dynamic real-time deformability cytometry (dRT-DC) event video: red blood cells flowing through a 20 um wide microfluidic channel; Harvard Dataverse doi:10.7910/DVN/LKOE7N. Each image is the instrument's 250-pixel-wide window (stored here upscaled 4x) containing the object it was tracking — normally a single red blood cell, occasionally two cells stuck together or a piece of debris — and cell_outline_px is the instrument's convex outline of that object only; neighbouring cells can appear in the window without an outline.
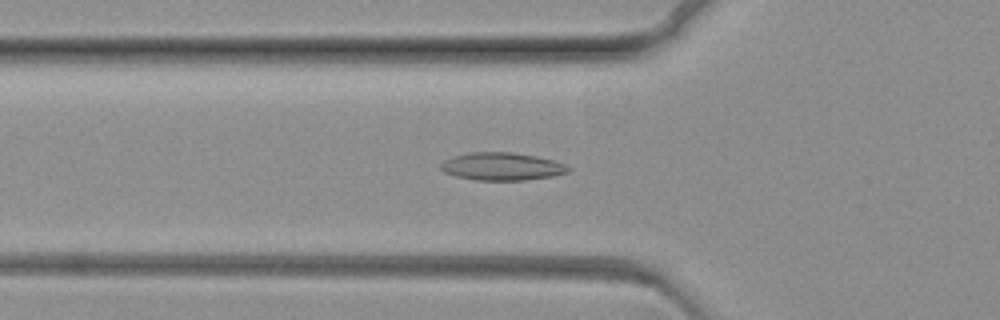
{"species": "common noctule bat (a hibernating species)", "species_latin": "Nyctalus noctula", "temperature_condition": "warm", "stored_images_in_passage": 73, "camera_frame_rate_fps": 3000, "um_per_image_px": 0.085, "animal": {"sex": "female", "body_mass_g": 19.3, "forearm_length_mm": 54.1}, "frame": {"image": 1, "passage_image": 25, "time_ms": 8.0, "image_size_px": [1000, 320], "cell_outline_px": [[572, 168], [568, 172], [552, 176], [524, 180], [476, 180], [456, 176], [444, 172], [440, 168], [440, 164], [444, 160], [468, 152], [512, 152], [536, 156], [552, 160], [564, 164]], "centroid_in_image_um": [42.66, 14.15], "position_along_channel_um": 83.1, "area_um2": 20.52}}
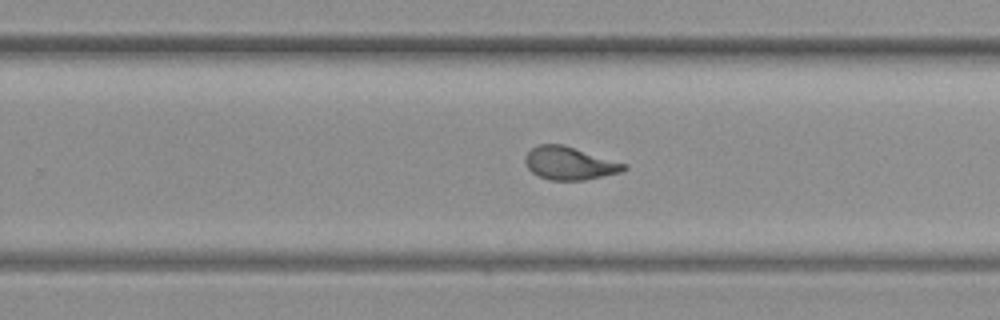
{"frame": {"image": 2, "passage_image": 46, "time_ms": 15.0, "image_size_px": [1000, 320], "cell_outline_px": [[628, 168], [620, 172], [584, 180], [552, 180], [540, 176], [532, 172], [524, 164], [524, 156], [536, 144], [564, 144], [628, 164]], "centroid_in_image_um": [48.4, 13.86], "position_along_channel_um": 281.4, "area_um2": 19.07}}
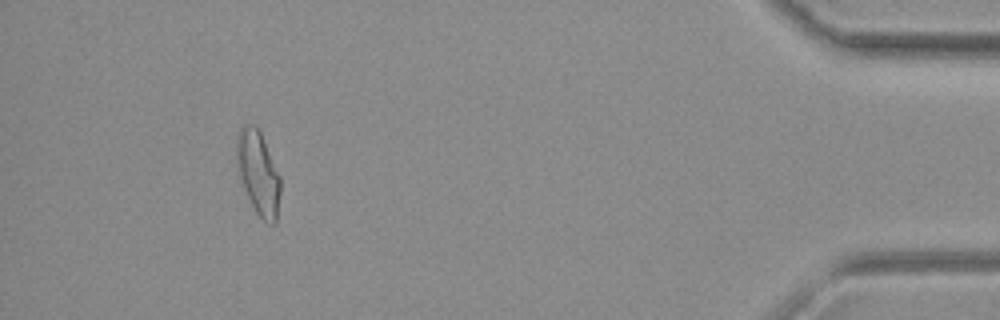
{"frame": {"image": 3, "passage_image": 67, "time_ms": 22.0, "image_size_px": [1000, 320], "cell_outline_px": [[280, 192], [276, 224], [272, 224], [264, 220], [256, 212], [244, 188], [240, 176], [236, 156], [236, 132], [244, 124], [256, 124], [260, 132], [280, 176]], "centroid_in_image_um": [21.94, 14.65], "position_along_channel_um": 413.3, "area_um2": 21.1}}